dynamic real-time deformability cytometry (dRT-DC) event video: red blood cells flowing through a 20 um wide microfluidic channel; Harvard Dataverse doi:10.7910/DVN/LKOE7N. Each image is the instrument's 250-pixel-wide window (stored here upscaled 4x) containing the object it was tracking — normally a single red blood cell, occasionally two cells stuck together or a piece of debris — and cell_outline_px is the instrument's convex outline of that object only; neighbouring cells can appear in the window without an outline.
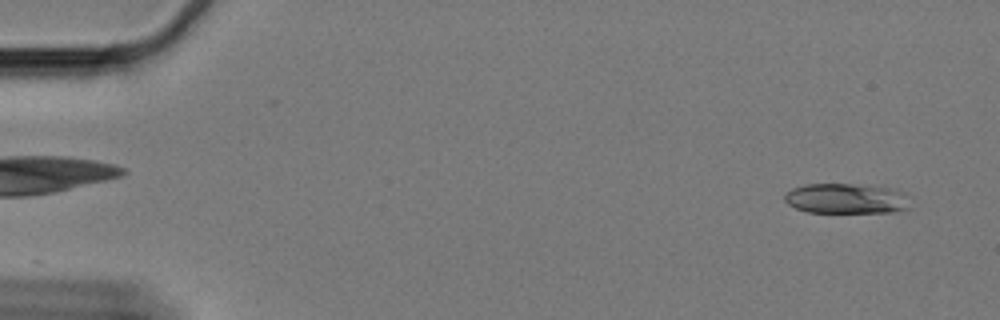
{"species": "Egyptian fruit bat (a non-hibernating species)", "species_latin": "Rousettus aegyptiacus", "temperature_condition": "cold", "stored_images_in_passage": 60, "camera_frame_rate_fps": 3000, "um_per_image_px": 0.085, "animal": {"sex": "female"}, "frame": {"image": 1, "passage_image": 3, "time_ms": 0.667, "image_size_px": [1000, 320], "cell_outline_px": [[908, 208], [892, 212], [808, 212], [796, 208], [788, 204], [784, 200], [784, 196], [792, 188], [808, 184], [852, 184], [888, 188], [896, 192]], "centroid_in_image_um": [71.74, 16.89], "position_along_channel_um": 13.3, "area_um2": 21.1}}
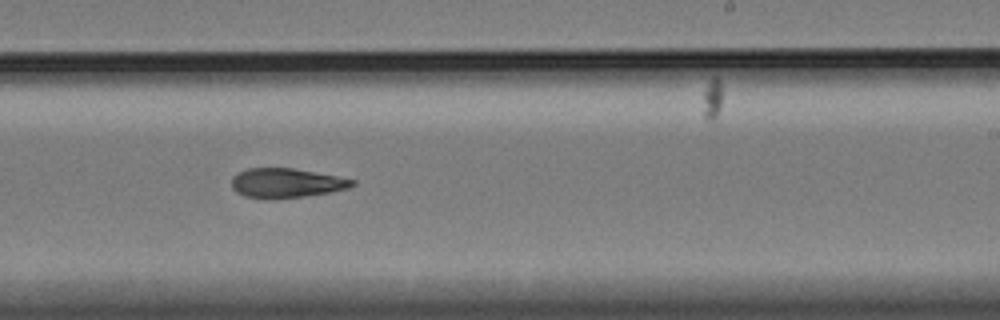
{"frame": {"image": 2, "passage_image": 37, "time_ms": 12.0, "image_size_px": [1000, 320], "cell_outline_px": [[356, 184], [348, 188], [328, 192], [304, 196], [244, 196], [236, 192], [232, 188], [232, 176], [248, 168], [292, 168], [336, 176], [356, 180]], "centroid_in_image_um": [24.35, 15.51], "position_along_channel_um": 264.7, "area_um2": 19.83}}
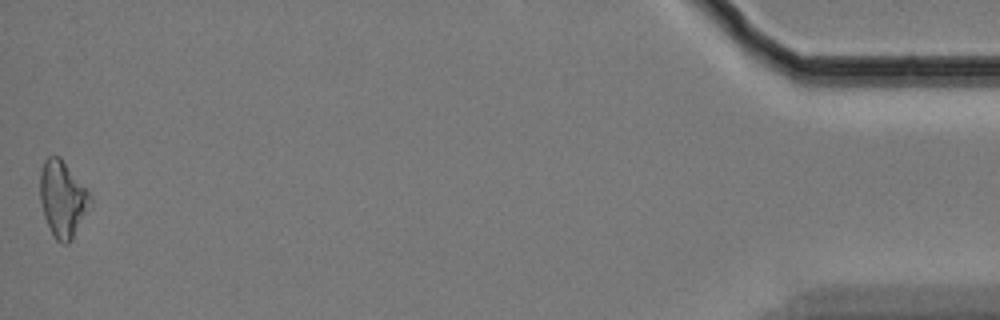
{"frame": {"image": 3, "passage_image": 60, "time_ms": 19.667, "image_size_px": [1000, 320], "cell_outline_px": [[92, 200], [68, 244], [60, 244], [56, 240], [44, 216], [40, 204], [40, 172], [44, 160], [48, 156], [60, 156], [92, 196]], "centroid_in_image_um": [5.29, 16.87], "position_along_channel_um": 429.9, "area_um2": 21.85}, "authors_computed_cell_mechanics": {"area_um2": 21.0392, "velocity_mm_per_s": 3.2889, "shape_relaxation_time_tau1_ms": 9.8254, "shape_relaxation_time_tau2_ms": 10.7516, "deformation_change_tau1": 0.1649, "deformation_change_tau2": 0.2023}}